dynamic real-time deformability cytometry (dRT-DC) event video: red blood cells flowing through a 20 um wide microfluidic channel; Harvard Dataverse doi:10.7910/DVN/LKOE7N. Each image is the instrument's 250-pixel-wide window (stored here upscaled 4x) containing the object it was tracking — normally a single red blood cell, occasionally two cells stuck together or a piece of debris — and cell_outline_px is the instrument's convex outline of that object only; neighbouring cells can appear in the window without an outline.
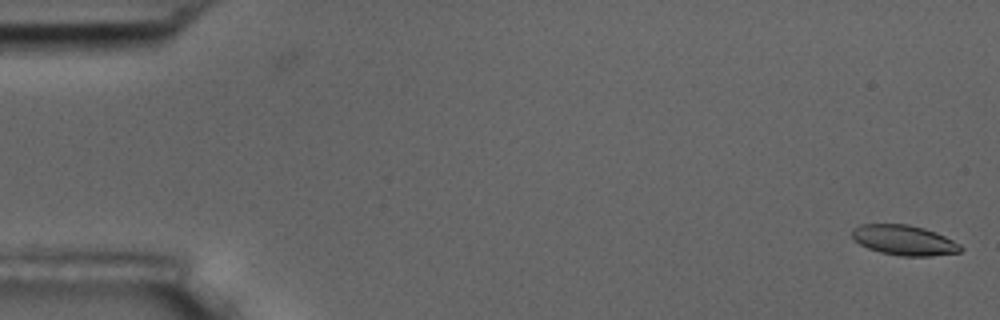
{"species": "common noctule bat (a hibernating species)", "species_latin": "Nyctalus noctula", "temperature_condition": "room temperature", "stored_images_in_passage": 6, "camera_frame_rate_fps": 3000, "um_per_image_px": 0.085, "animal": {"sex": "male", "body_mass_g": 17.5, "forearm_length_mm": 52.3}, "frame": {"image": 1, "passage_image": 1, "time_ms": 0.0, "image_size_px": [1000, 320], "cell_outline_px": [[964, 248], [960, 252], [932, 256], [900, 256], [880, 252], [868, 248], [860, 244], [852, 236], [852, 228], [860, 224], [908, 224], [924, 228], [936, 232], [960, 244]], "centroid_in_image_um": [76.86, 20.41], "position_along_channel_um": 8.1, "area_um2": 19.07}}
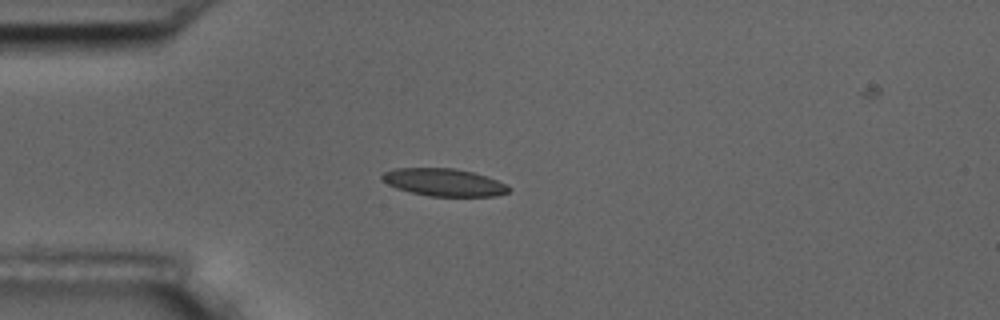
{"frame": {"image": 2, "passage_image": 5, "time_ms": 4.667, "image_size_px": [1000, 320], "cell_outline_px": [[512, 188], [508, 192], [496, 196], [428, 196], [396, 188], [380, 180], [380, 176], [384, 172], [396, 168], [456, 168], [472, 172], [496, 180]], "centroid_in_image_um": [37.7, 15.49], "position_along_channel_um": 47.3, "area_um2": 20.23}}